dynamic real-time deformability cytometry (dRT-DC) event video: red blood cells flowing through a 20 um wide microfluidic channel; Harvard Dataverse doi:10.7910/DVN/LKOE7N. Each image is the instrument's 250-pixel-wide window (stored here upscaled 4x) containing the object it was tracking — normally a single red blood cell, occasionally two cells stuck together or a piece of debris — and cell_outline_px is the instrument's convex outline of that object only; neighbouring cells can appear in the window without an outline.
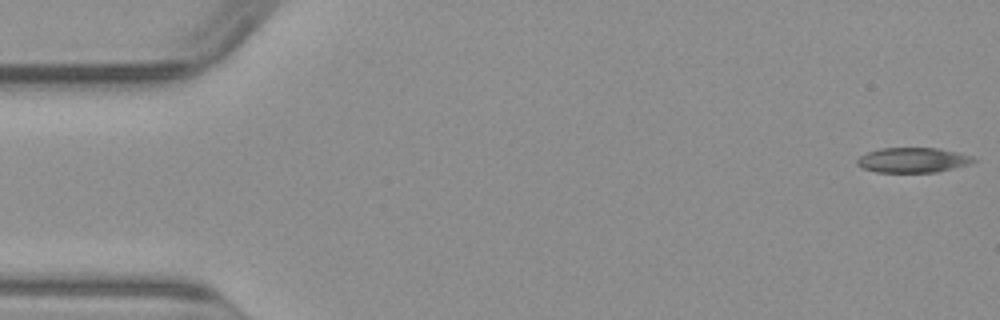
{"species": "common noctule bat (a hibernating species)", "species_latin": "Nyctalus noctula", "temperature_condition": "warm", "stored_images_in_passage": 49, "camera_frame_rate_fps": 3000, "um_per_image_px": 0.085, "animal": {"sex": "male", "body_mass_g": 23.1, "forearm_length_mm": 52.7}, "frame": {"image": 1, "passage_image": 1, "time_ms": 0.0, "image_size_px": [1000, 320], "cell_outline_px": [[976, 160], [968, 164], [936, 172], [876, 172], [864, 168], [856, 164], [856, 160], [860, 156], [868, 152], [880, 148], [936, 148], [956, 152], [972, 156]], "centroid_in_image_um": [77.55, 13.6], "position_along_channel_um": 7.4, "area_um2": 16.7}}
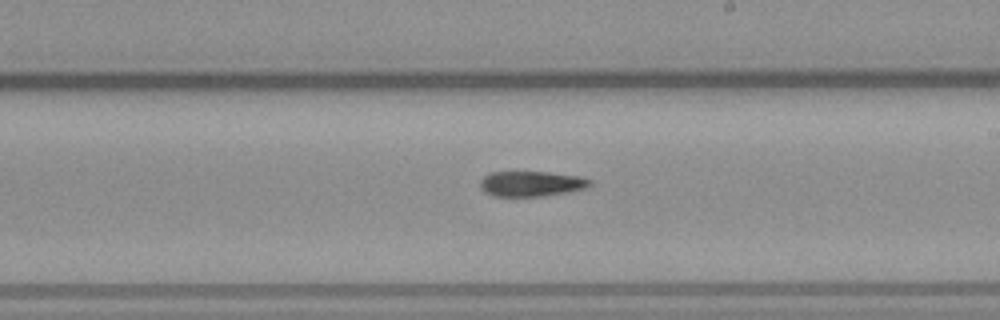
{"frame": {"image": 2, "passage_image": 28, "time_ms": 9.0, "image_size_px": [1000, 320], "cell_outline_px": [[592, 184], [584, 188], [568, 192], [540, 196], [492, 196], [484, 192], [480, 188], [480, 180], [484, 176], [492, 172], [548, 172], [580, 176], [592, 180]], "centroid_in_image_um": [45.14, 15.61], "position_along_channel_um": 243.9, "area_um2": 16.18}}
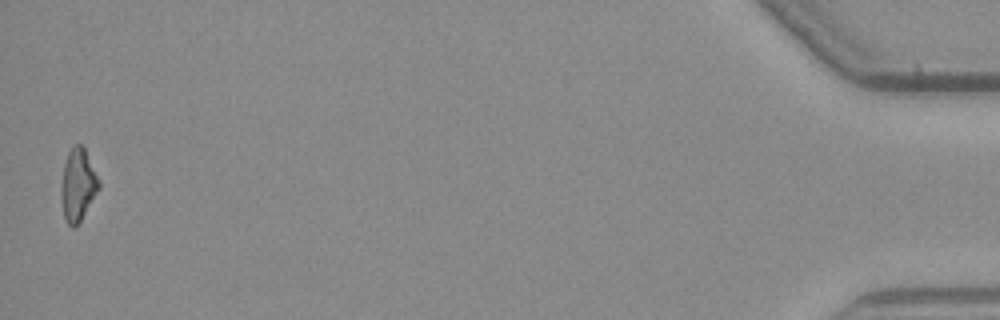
{"frame": {"image": 3, "passage_image": 49, "time_ms": 16.0, "image_size_px": [1000, 320], "cell_outline_px": [[100, 188], [80, 220], [72, 228], [68, 224], [64, 216], [60, 192], [64, 164], [68, 152], [76, 144], [80, 144], [84, 148], [100, 180]], "centroid_in_image_um": [6.63, 15.7], "position_along_channel_um": 428.6, "area_um2": 15.61}}